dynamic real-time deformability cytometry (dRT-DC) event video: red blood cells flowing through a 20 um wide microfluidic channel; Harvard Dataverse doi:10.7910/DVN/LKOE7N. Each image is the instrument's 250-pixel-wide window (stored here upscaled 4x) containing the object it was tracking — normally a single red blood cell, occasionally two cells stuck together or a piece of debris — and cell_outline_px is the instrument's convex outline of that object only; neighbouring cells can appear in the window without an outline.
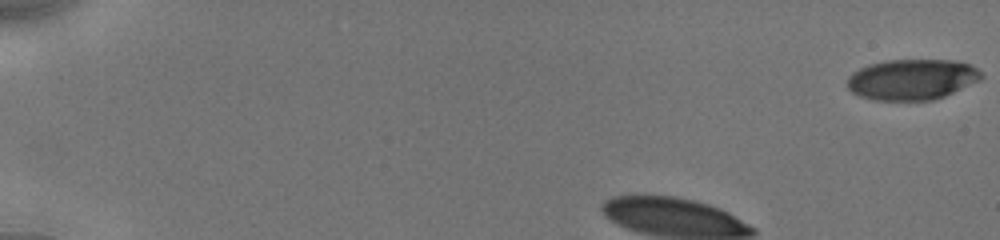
{"species": "human", "species_latin": "Homo sapiens", "temperature_condition": "cold", "stored_images_in_passage": 15, "camera_frame_rate_fps": 3000, "um_per_image_px": 0.085, "donor": {"sex": "male"}, "frame": {"image": 1, "passage_image": 1, "time_ms": 0.0, "image_size_px": [1000, 240], "cell_outline_px": [[984, 76], [980, 80], [944, 96], [932, 100], [872, 100], [860, 96], [852, 92], [848, 88], [848, 76], [852, 72], [868, 64], [888, 60], [956, 60], [968, 64], [976, 68]], "centroid_in_image_um": [77.5, 6.75], "position_along_channel_um": 7.5, "area_um2": 31.73}}